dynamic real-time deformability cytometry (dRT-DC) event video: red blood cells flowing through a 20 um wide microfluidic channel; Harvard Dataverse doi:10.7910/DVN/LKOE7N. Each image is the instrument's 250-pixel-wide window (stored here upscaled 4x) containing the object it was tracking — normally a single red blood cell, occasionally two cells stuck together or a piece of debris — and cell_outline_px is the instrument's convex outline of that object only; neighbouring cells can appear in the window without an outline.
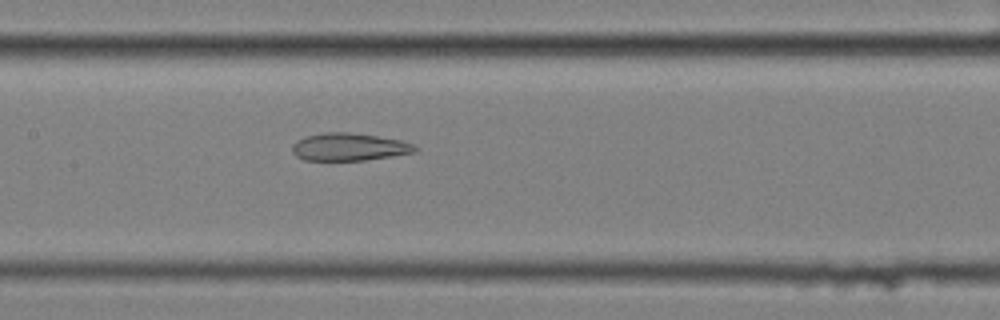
{"species": "common noctule bat (a hibernating species)", "species_latin": "Nyctalus noctula", "temperature_condition": "cold", "stored_images_in_passage": 4, "camera_frame_rate_fps": 3000, "um_per_image_px": 0.085, "animal": {"sex": "female", "body_mass_g": 25.1}, "frame": {"image": 1, "passage_image": 4, "time_ms": 1.0, "image_size_px": [1000, 320], "cell_outline_px": [[420, 148], [416, 152], [392, 156], [364, 160], [304, 160], [296, 156], [292, 152], [292, 144], [296, 140], [308, 136], [324, 132], [348, 132], [376, 136], [400, 140], [412, 144]], "centroid_in_image_um": [29.67, 12.49], "position_along_channel_um": 177.7, "area_um2": 19.71}}